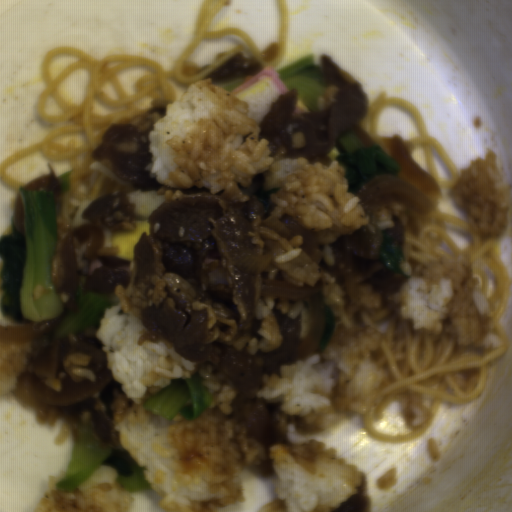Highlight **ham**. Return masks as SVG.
I'll return each mask as SVG.
<instances>
[{
  "mask_svg": "<svg viewBox=\"0 0 512 512\" xmlns=\"http://www.w3.org/2000/svg\"><path fill=\"white\" fill-rule=\"evenodd\" d=\"M263 76H267L268 79L271 81V83L274 85V87L277 89L279 94L281 95L285 91H289L287 87L282 83V81L279 79L275 69L273 66H266V67H260L257 73H254L252 75H247L244 82L236 86L235 88L231 89L230 92L233 95H237L258 80H260Z\"/></svg>",
  "mask_w": 512,
  "mask_h": 512,
  "instance_id": "37f43c06",
  "label": "ham"
}]
</instances>
